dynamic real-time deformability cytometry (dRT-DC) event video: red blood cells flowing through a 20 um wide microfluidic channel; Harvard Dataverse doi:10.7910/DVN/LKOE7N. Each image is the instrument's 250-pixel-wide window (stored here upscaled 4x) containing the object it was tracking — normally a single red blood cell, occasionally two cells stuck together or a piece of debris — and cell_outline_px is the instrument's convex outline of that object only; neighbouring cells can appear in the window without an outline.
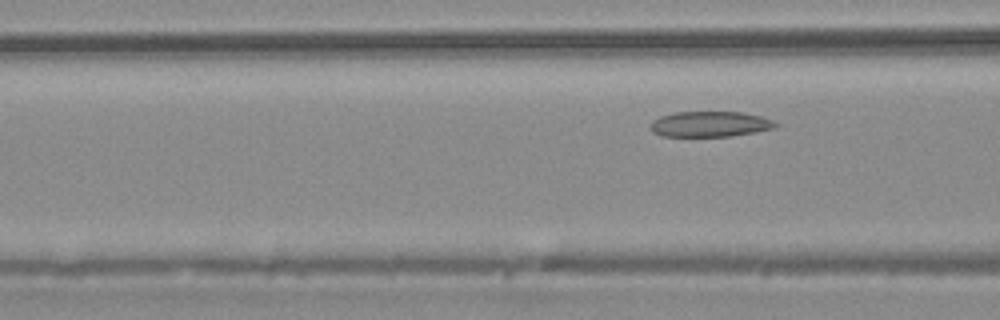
{"species": "common noctule bat (a hibernating species)", "species_latin": "Nyctalus noctula", "temperature_condition": "warm", "stored_images_in_passage": 6, "segment_of_instrument_passage": [2, 2], "camera_frame_rate_fps": 3000, "um_per_image_px": 0.085, "animal": {"sex": "male", "body_mass_g": 20.4}, "frame": {"image": 1, "passage_image": 6, "time_ms": 1.667, "image_size_px": [1000, 320], "cell_outline_px": [[780, 124], [776, 128], [756, 132], [732, 136], [660, 136], [652, 132], [652, 120], [660, 116], [676, 112], [744, 112], [760, 116], [772, 120]], "centroid_in_image_um": [60.39, 10.55], "position_along_channel_um": 106.2, "area_um2": 18.67}}